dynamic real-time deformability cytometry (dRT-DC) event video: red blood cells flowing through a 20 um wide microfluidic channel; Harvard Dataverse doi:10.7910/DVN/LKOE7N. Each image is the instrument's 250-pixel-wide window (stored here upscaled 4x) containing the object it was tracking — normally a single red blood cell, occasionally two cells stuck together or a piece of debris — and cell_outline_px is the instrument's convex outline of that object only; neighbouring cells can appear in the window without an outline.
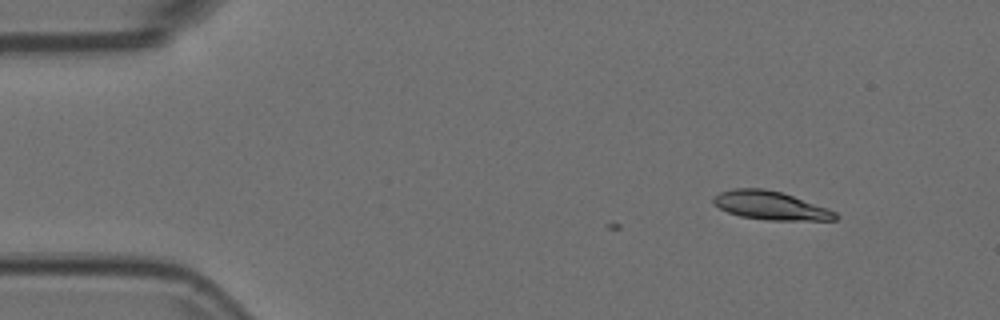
{"species": "Egyptian fruit bat (a non-hibernating species)", "species_latin": "Rousettus aegyptiacus", "temperature_condition": "room temperature", "stored_images_in_passage": 2, "camera_frame_rate_fps": 3000, "um_per_image_px": 0.085, "animal": {"sex": "female"}, "frame": {"image": 1, "passage_image": 2, "time_ms": 0.333, "image_size_px": [1000, 320], "cell_outline_px": [[840, 216], [836, 220], [768, 220], [740, 216], [728, 212], [712, 204], [712, 196], [720, 192], [732, 188], [764, 188], [780, 192], [828, 208], [836, 212]], "centroid_in_image_um": [65.47, 17.46], "position_along_channel_um": 19.5, "area_um2": 20.29}}